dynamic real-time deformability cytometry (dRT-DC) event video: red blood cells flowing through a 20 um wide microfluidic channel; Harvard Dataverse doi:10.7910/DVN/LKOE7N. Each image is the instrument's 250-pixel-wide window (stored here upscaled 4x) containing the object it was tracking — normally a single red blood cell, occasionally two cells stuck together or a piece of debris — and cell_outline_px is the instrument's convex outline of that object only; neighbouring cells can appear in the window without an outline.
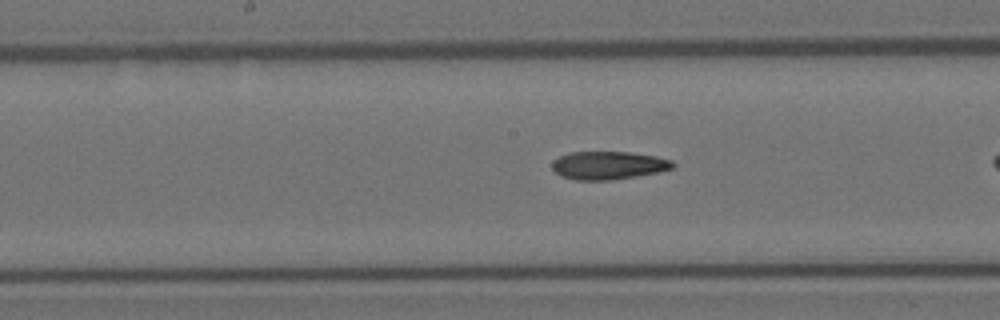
{"species": "Egyptian fruit bat (a non-hibernating species)", "species_latin": "Rousettus aegyptiacus", "temperature_condition": "room temperature", "stored_images_in_passage": 18, "camera_frame_rate_fps": 3000, "um_per_image_px": 0.085, "animal": {"sex": "female"}, "frame": {"image": 1, "passage_image": 12, "time_ms": 3.667, "image_size_px": [1000, 320], "cell_outline_px": [[676, 164], [672, 168], [660, 172], [636, 176], [608, 180], [576, 180], [560, 176], [552, 168], [552, 160], [568, 152], [628, 152], [656, 156], [672, 160]], "centroid_in_image_um": [51.71, 14.05], "position_along_channel_um": 196.5, "area_um2": 19.83}}
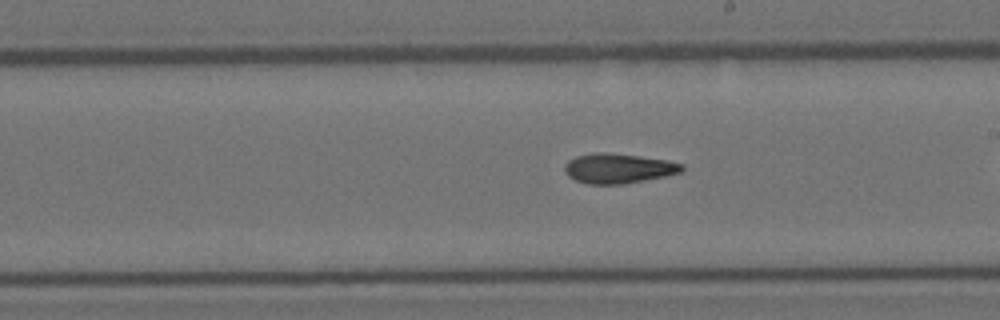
{"frame": {"image": 2, "passage_image": 15, "time_ms": 4.667, "image_size_px": [1000, 320], "cell_outline_px": [[684, 172], [624, 184], [588, 184], [576, 180], [568, 176], [564, 172], [564, 164], [568, 160], [576, 156], [596, 152], [604, 152], [668, 160], [684, 164]], "centroid_in_image_um": [52.55, 14.31], "position_along_channel_um": 236.4, "area_um2": 20.4}}